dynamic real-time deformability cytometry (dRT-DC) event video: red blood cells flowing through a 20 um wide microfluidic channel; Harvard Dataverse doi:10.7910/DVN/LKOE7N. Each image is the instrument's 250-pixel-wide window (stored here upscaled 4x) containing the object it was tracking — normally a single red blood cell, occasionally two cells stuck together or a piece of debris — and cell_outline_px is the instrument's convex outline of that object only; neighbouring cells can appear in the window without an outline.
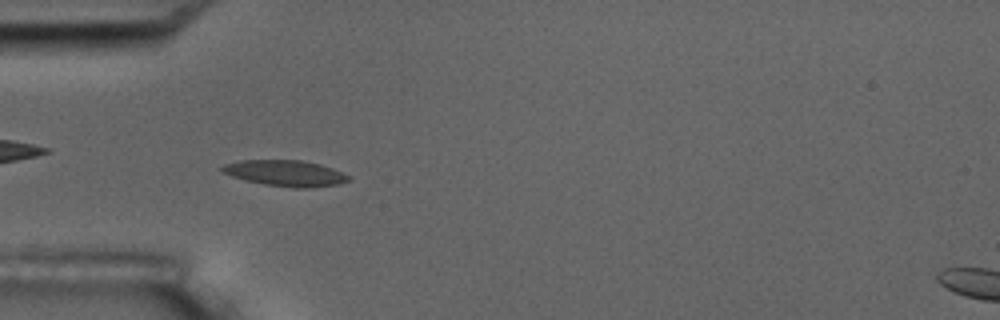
{"species": "common noctule bat (a hibernating species)", "species_latin": "Nyctalus noctula", "temperature_condition": "room temperature", "stored_images_in_passage": 5, "camera_frame_rate_fps": 3000, "um_per_image_px": 0.085, "animal": {"sex": "male", "body_mass_g": 17.5, "forearm_length_mm": 52.3}, "frame": {"image": 1, "passage_image": 5, "time_ms": 5.667, "image_size_px": [1000, 320], "cell_outline_px": [[352, 176], [348, 180], [340, 184], [308, 188], [296, 188], [264, 184], [244, 180], [232, 176], [224, 172], [220, 168], [224, 164], [240, 160], [300, 160], [320, 164], [332, 168]], "centroid_in_image_um": [24.28, 14.72], "position_along_channel_um": 60.7, "area_um2": 19.13}}